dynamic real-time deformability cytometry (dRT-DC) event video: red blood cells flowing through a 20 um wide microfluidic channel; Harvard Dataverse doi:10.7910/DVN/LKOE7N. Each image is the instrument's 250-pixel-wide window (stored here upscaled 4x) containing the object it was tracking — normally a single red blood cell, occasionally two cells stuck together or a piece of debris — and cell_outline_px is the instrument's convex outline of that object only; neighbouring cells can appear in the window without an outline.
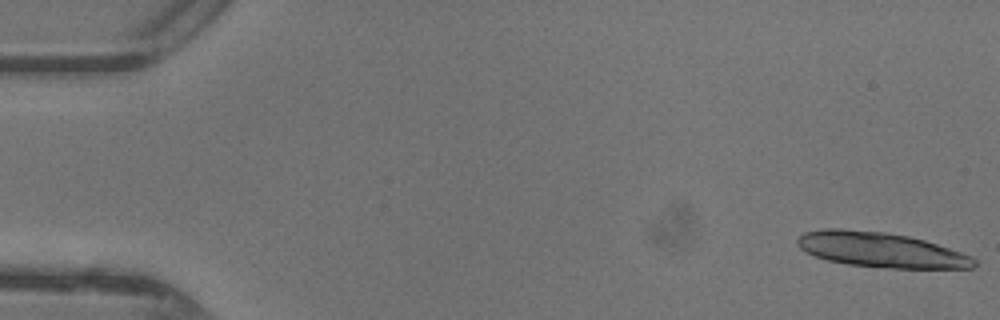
{"species": "common noctule bat (a hibernating species)", "species_latin": "Nyctalus noctula", "temperature_condition": "warm", "stored_images_in_passage": 14, "camera_frame_rate_fps": 3000, "um_per_image_px": 0.085, "animal": {"sex": "female"}, "frame": {"image": 1, "passage_image": 1, "time_ms": 0.0, "image_size_px": [1000, 320], "cell_outline_px": [[976, 264], [972, 268], [892, 268], [848, 264], [828, 260], [816, 256], [800, 248], [796, 244], [796, 240], [804, 232], [824, 228], [840, 228], [884, 232], [908, 236], [924, 240], [972, 256], [976, 260]], "centroid_in_image_um": [74.85, 21.23], "position_along_channel_um": 10.2, "area_um2": 35.72}}